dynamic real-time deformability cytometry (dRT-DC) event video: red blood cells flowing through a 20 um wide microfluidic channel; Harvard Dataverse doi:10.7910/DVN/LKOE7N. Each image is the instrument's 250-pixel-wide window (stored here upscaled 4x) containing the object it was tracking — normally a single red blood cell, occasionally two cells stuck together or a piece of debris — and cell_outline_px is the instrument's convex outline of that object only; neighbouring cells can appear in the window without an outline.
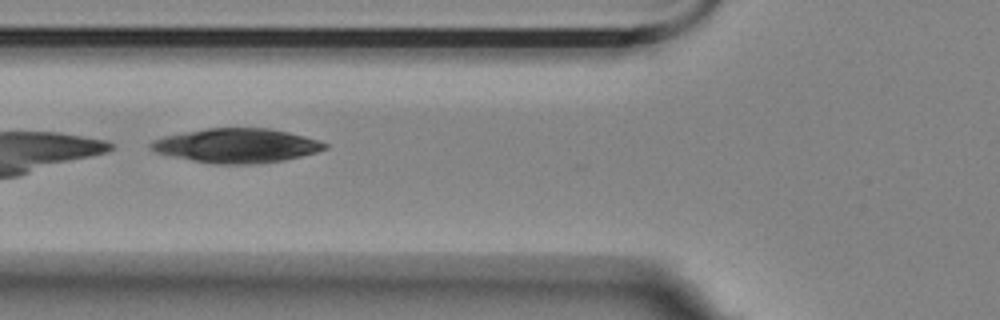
{"species": "Egyptian fruit bat (a non-hibernating species)", "species_latin": "Rousettus aegyptiacus", "temperature_condition": "room temperature", "stored_images_in_passage": 6, "camera_frame_rate_fps": 3000, "um_per_image_px": 0.085, "animal": {"sex": "female"}, "frame": {"image": 1, "passage_image": 3, "time_ms": 0.667, "image_size_px": [1000, 320], "cell_outline_px": [[328, 148], [316, 152], [284, 160], [256, 164], [216, 164], [192, 160], [172, 156], [156, 152], [148, 148], [148, 144], [152, 140], [164, 136], [208, 128], [268, 128], [288, 132], [320, 140], [328, 144]], "centroid_in_image_um": [20.12, 12.38], "position_along_channel_um": 105.7, "area_um2": 34.68}}
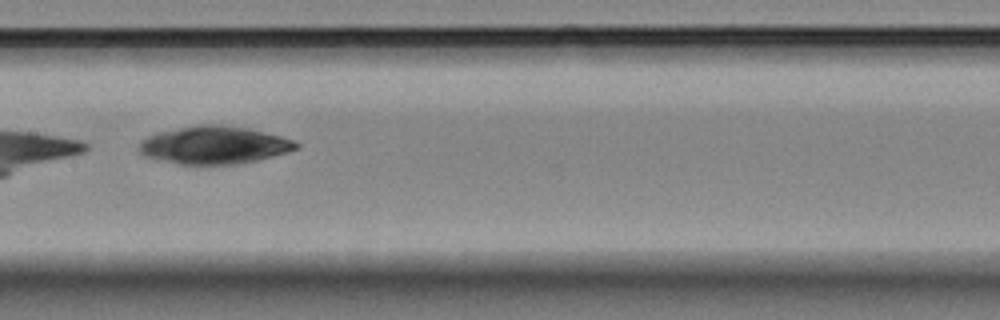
{"frame": {"image": 2, "passage_image": 5, "time_ms": 1.333, "image_size_px": [1000, 320], "cell_outline_px": [[300, 148], [288, 152], [256, 160], [236, 164], [180, 164], [144, 156], [140, 152], [140, 144], [148, 136], [160, 132], [196, 124], [220, 124], [248, 128], [296, 140], [300, 144]], "centroid_in_image_um": [18.26, 12.32], "position_along_channel_um": 189.1, "area_um2": 34.33}}
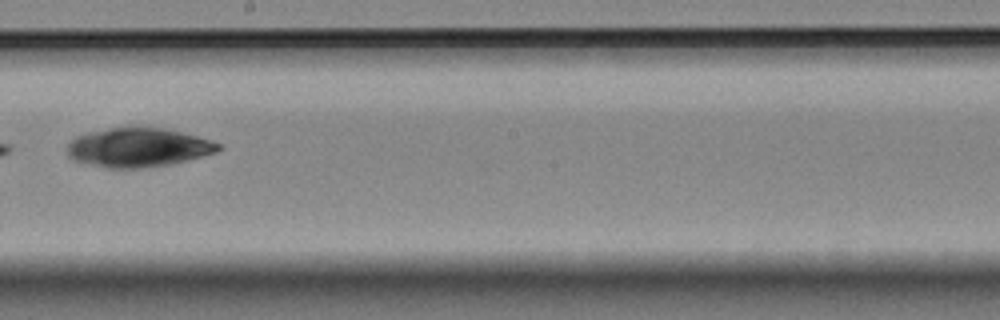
{"frame": {"image": 3, "passage_image": 6, "time_ms": 1.667, "image_size_px": [1000, 320], "cell_outline_px": [[224, 148], [216, 152], [188, 160], [168, 164], [140, 168], [108, 168], [76, 160], [68, 156], [68, 144], [76, 136], [88, 132], [112, 128], [164, 128], [212, 140], [224, 144]], "centroid_in_image_um": [11.8, 12.54], "position_along_channel_um": 236.4, "area_um2": 33.99}}